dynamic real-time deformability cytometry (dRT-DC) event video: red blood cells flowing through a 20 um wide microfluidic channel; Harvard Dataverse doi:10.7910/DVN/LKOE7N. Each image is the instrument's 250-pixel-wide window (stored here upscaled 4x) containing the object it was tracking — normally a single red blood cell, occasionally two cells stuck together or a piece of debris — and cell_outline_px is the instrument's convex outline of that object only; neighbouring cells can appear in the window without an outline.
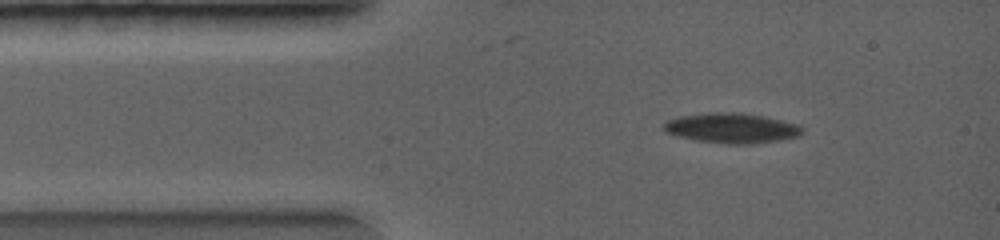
{"species": "common noctule bat (a hibernating species)", "species_latin": "Nyctalus noctula", "temperature_condition": "warm", "stored_images_in_passage": 7, "camera_frame_rate_fps": 5000, "um_per_image_px": 0.085, "animal": {"sex": "female", "body_mass_g": 19.0, "forearm_length_mm": 56.7}, "frame": {"image": 1, "passage_image": 1, "time_ms": 0.0, "image_size_px": [1000, 240], "cell_outline_px": [[804, 132], [800, 136], [752, 144], [728, 144], [696, 140], [676, 136], [664, 132], [660, 124], [664, 120], [676, 116], [708, 112], [740, 112], [764, 116], [800, 124], [804, 128]], "centroid_in_image_um": [62.13, 10.87], "position_along_channel_um": 22.9, "area_um2": 24.85}}
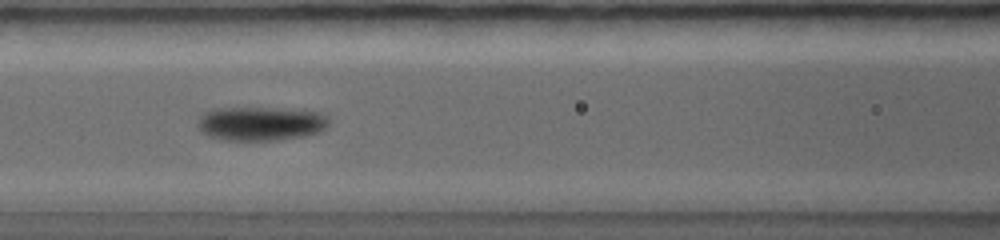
{"frame": {"image": 2, "passage_image": 5, "time_ms": 2.6, "image_size_px": [1000, 240], "cell_outline_px": [[328, 124], [324, 128], [316, 132], [304, 136], [268, 140], [224, 140], [208, 136], [196, 124], [196, 120], [204, 112], [212, 108], [300, 108], [320, 112], [328, 116]], "centroid_in_image_um": [22.15, 10.47], "position_along_channel_um": 144.5, "area_um2": 26.18}}
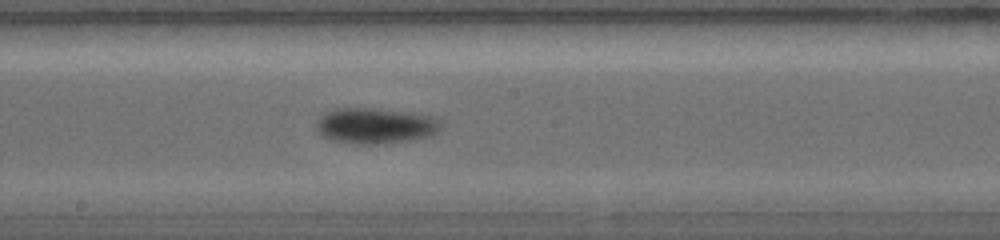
{"frame": {"image": 3, "passage_image": 7, "time_ms": 3.8, "image_size_px": [1000, 240], "cell_outline_px": [[440, 128], [436, 132], [428, 136], [412, 140], [368, 144], [356, 144], [332, 140], [324, 136], [316, 128], [316, 120], [320, 116], [328, 112], [340, 108], [372, 108], [408, 112], [432, 116], [440, 120]], "centroid_in_image_um": [31.9, 10.68], "position_along_channel_um": 216.3, "area_um2": 25.61}}